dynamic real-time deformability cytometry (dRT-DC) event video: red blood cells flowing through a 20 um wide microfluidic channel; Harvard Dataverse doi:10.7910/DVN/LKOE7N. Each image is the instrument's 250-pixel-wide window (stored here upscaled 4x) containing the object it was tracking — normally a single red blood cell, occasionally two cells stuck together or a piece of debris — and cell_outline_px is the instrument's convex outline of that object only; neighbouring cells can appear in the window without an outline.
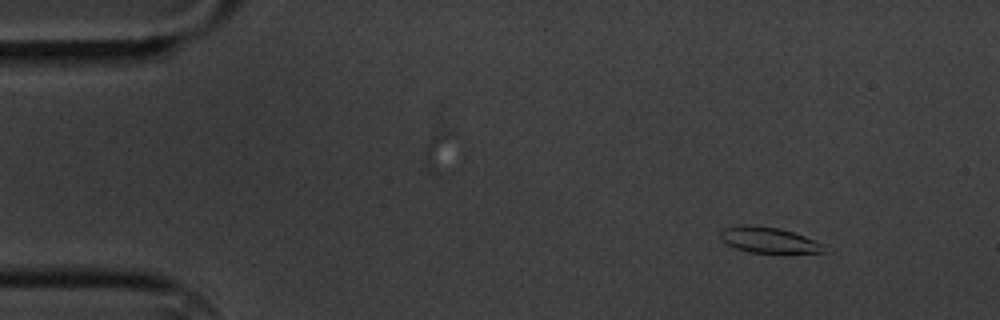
{"species": "common noctule bat (a hibernating species)", "species_latin": "Nyctalus noctula", "temperature_condition": "cold", "stored_images_in_passage": 4, "camera_frame_rate_fps": 3000, "um_per_image_px": 0.085, "animal": {"sex": "male", "body_mass_g": 20.1, "forearm_length_mm": 53.5}, "frame": {"image": 1, "passage_image": 1, "time_ms": 0.0, "image_size_px": [1000, 320], "cell_outline_px": [[832, 252], [784, 256], [748, 252], [736, 248], [720, 240], [720, 228], [740, 224], [744, 224], [780, 228], [804, 236], [824, 244]], "centroid_in_image_um": [65.44, 20.47], "position_along_channel_um": 19.6, "area_um2": 16.88}}